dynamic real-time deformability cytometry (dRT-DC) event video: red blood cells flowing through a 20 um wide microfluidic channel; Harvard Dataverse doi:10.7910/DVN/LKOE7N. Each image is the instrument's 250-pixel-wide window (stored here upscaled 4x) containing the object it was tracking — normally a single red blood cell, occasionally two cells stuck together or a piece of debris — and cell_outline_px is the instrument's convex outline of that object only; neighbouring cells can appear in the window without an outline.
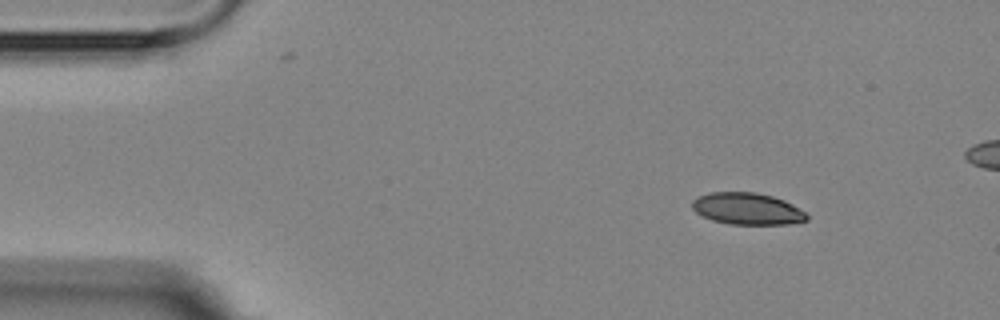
{"species": "Egyptian fruit bat (a non-hibernating species)", "species_latin": "Rousettus aegyptiacus", "temperature_condition": "room temperature", "stored_images_in_passage": 8, "camera_frame_rate_fps": 3000, "um_per_image_px": 0.085, "animal": {"sex": "female"}, "frame": {"image": 1, "passage_image": 1, "time_ms": 0.0, "image_size_px": [1000, 320], "cell_outline_px": [[808, 220], [788, 224], [728, 224], [712, 220], [696, 212], [692, 208], [692, 200], [708, 192], [756, 192], [772, 196], [784, 200], [792, 204], [804, 212], [808, 216]], "centroid_in_image_um": [63.51, 17.74], "position_along_channel_um": 21.5, "area_um2": 21.15}}
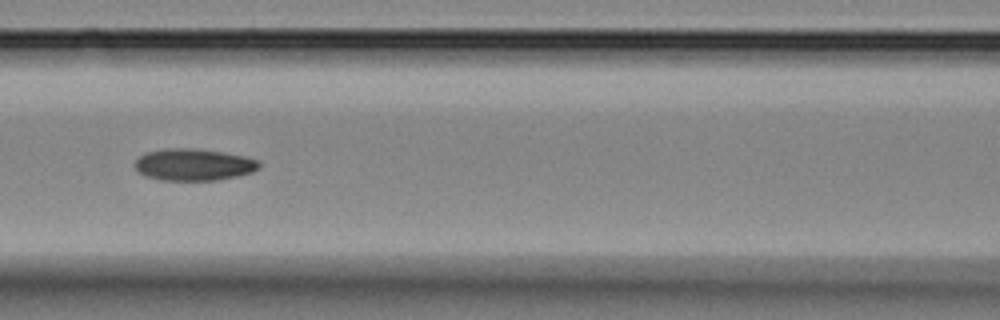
{"frame": {"image": 2, "passage_image": 6, "time_ms": 5.667, "image_size_px": [1000, 320], "cell_outline_px": [[260, 168], [252, 172], [236, 176], [216, 180], [160, 180], [144, 176], [136, 172], [132, 164], [140, 156], [148, 152], [168, 148], [188, 148], [220, 152], [244, 156], [260, 160]], "centroid_in_image_um": [16.42, 14.0], "position_along_channel_um": 150.2, "area_um2": 23.12}}
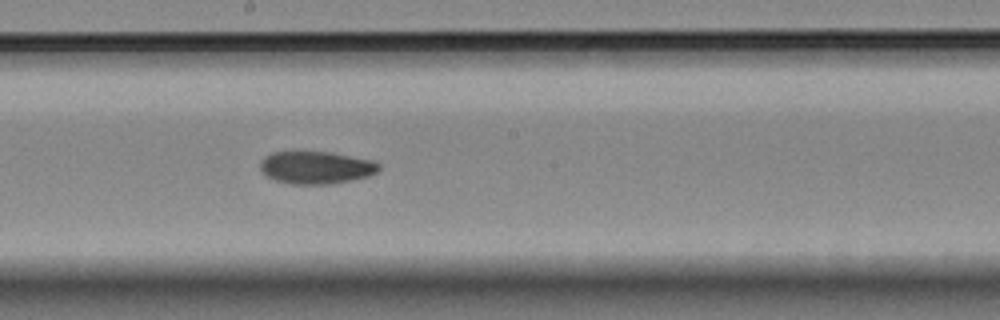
{"frame": {"image": 3, "passage_image": 8, "time_ms": 7.667, "image_size_px": [1000, 320], "cell_outline_px": [[380, 168], [376, 172], [368, 176], [332, 184], [288, 184], [276, 180], [268, 176], [260, 168], [260, 160], [264, 156], [272, 152], [328, 152], [372, 160], [380, 164]], "centroid_in_image_um": [26.85, 14.24], "position_along_channel_um": 221.3, "area_um2": 22.37}}